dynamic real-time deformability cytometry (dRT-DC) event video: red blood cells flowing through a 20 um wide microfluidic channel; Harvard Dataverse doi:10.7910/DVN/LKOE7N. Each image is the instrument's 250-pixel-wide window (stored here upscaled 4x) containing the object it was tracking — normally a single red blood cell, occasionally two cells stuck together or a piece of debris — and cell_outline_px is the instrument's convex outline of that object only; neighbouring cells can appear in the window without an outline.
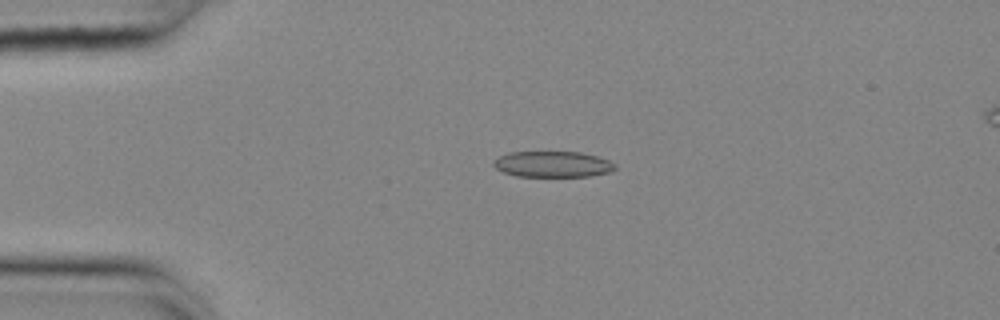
{"species": "common noctule bat (a hibernating species)", "species_latin": "Nyctalus noctula", "temperature_condition": "cold", "stored_images_in_passage": 54, "camera_frame_rate_fps": 3000, "um_per_image_px": 0.085, "animal": {"sex": "female", "body_mass_g": 25.1}, "frame": {"image": 1, "passage_image": 12, "time_ms": 3.667, "image_size_px": [1000, 320], "cell_outline_px": [[616, 168], [608, 172], [588, 176], [516, 176], [504, 172], [496, 168], [492, 164], [492, 160], [500, 156], [512, 152], [580, 152], [596, 156], [608, 160], [616, 164]], "centroid_in_image_um": [46.96, 13.95], "position_along_channel_um": 38.0, "area_um2": 18.21}}
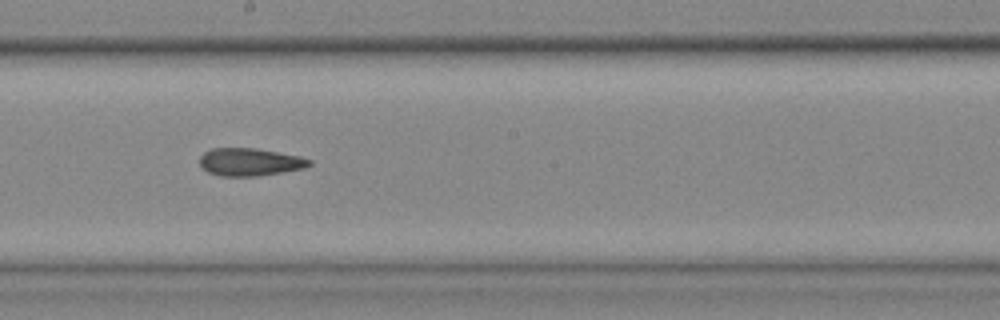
{"frame": {"image": 2, "passage_image": 30, "time_ms": 9.667, "image_size_px": [1000, 320], "cell_outline_px": [[312, 164], [304, 168], [256, 176], [220, 176], [208, 172], [200, 164], [200, 156], [204, 152], [212, 148], [256, 148], [300, 156], [312, 160]], "centroid_in_image_um": [21.24, 13.76], "position_along_channel_um": 227.0, "area_um2": 17.63}}
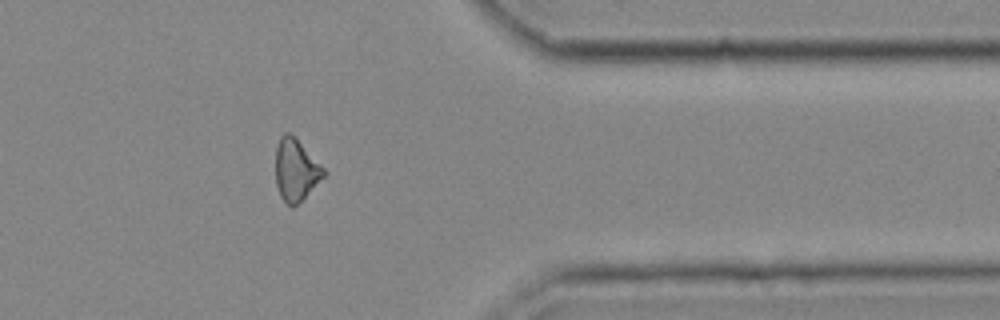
{"frame": {"image": 3, "passage_image": 44, "time_ms": 14.333, "image_size_px": [1000, 320], "cell_outline_px": [[328, 172], [292, 208], [280, 196], [276, 184], [276, 148], [280, 136], [284, 132], [288, 132]], "centroid_in_image_um": [25.12, 14.45], "position_along_channel_um": 386.3, "area_um2": 16.7}, "authors_computed_cell_mechanics": {"area_um2": 18.207, "velocity_mm_per_s": 3.7011, "shape_relaxation_time_tau1_ms": null, "shape_relaxation_time_tau2_ms": 6.9218, "deformation_change_tau1": null, "deformation_change_tau2": 0.1586}}